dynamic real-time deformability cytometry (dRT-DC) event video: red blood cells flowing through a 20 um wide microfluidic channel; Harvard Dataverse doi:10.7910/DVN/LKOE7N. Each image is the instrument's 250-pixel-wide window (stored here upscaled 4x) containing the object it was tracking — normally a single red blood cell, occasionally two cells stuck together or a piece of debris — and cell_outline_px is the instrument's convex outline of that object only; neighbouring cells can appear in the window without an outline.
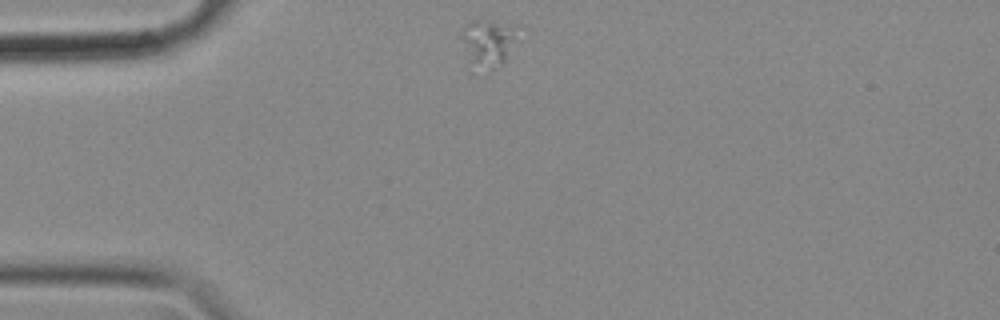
{"species": "common noctule bat (a hibernating species)", "species_latin": "Nyctalus noctula", "temperature_condition": "cold", "stored_images_in_passage": 46, "camera_frame_rate_fps": 3000, "um_per_image_px": 0.085, "animal": {"sex": "female", "body_mass_g": 18.4}, "frame": {"image": 1, "passage_image": 1, "time_ms": 0.0, "image_size_px": [1000, 320], "cell_outline_px": [[524, 24], [520, 40], [504, 60], [488, 72], [472, 72], [460, 32], [460, 28], [472, 20], [476, 20]], "centroid_in_image_um": [41.59, 3.63], "position_along_channel_um": 43.4, "area_um2": 16.88}}
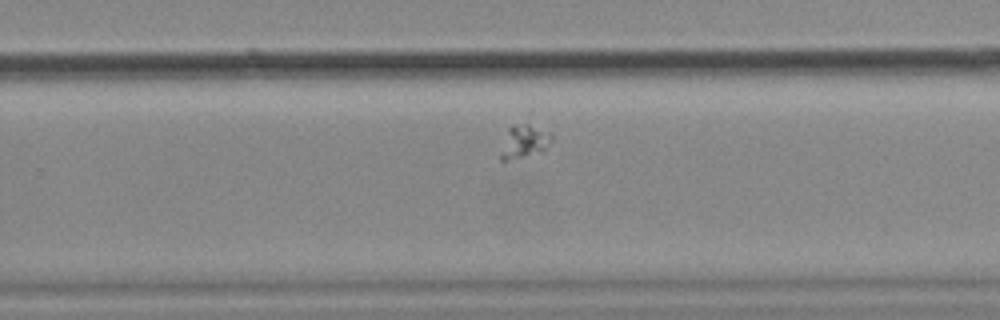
{"frame": {"image": 2, "passage_image": 25, "time_ms": 8.0, "image_size_px": [1000, 320], "cell_outline_px": [[552, 140], [544, 152], [508, 160], [500, 160], [500, 152], [508, 128], [512, 124], [532, 108], [552, 132]], "centroid_in_image_um": [44.71, 11.68], "position_along_channel_um": 285.1, "area_um2": 12.43}}
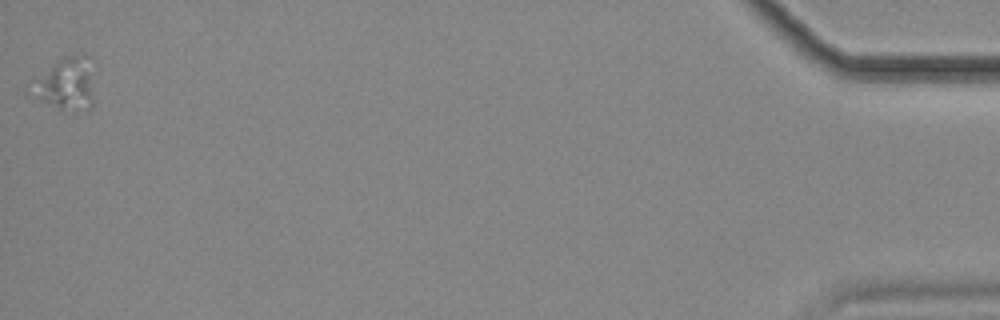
{"frame": {"image": 3, "passage_image": 46, "time_ms": 15.0, "image_size_px": [1000, 320], "cell_outline_px": [[92, 104], [88, 108], [60, 112], [24, 92], [64, 56], [76, 56], [84, 60], [88, 64], [92, 96]], "centroid_in_image_um": [5.5, 7.28], "position_along_channel_um": 429.7, "area_um2": 18.15}}